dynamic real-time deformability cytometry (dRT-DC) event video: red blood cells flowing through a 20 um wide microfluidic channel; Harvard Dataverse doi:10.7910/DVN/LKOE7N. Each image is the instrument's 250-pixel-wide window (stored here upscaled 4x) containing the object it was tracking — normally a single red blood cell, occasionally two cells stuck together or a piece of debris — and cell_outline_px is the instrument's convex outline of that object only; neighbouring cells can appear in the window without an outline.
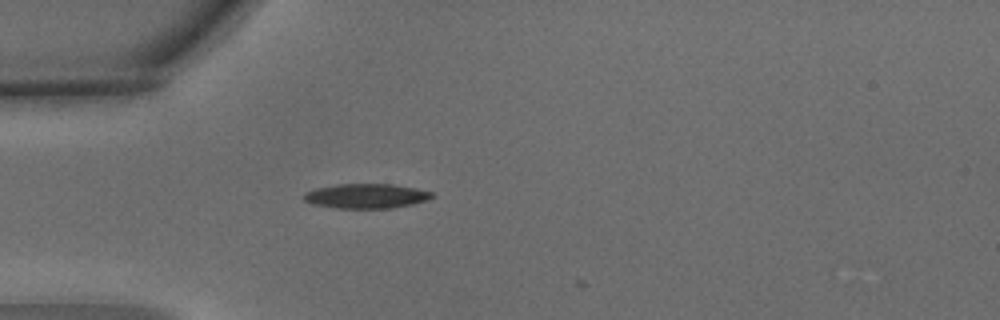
{"species": "common noctule bat (a hibernating species)", "species_latin": "Nyctalus noctula", "temperature_condition": "warm", "stored_images_in_passage": 5, "camera_frame_rate_fps": 3000, "um_per_image_px": 0.085, "animal": {"sex": "male", "body_mass_g": 15.6}, "frame": {"image": 1, "passage_image": 5, "time_ms": 1.333, "image_size_px": [1000, 320], "cell_outline_px": [[436, 196], [428, 200], [412, 204], [392, 208], [336, 208], [312, 204], [304, 200], [304, 192], [316, 188], [340, 184], [392, 184], [416, 188], [432, 192]], "centroid_in_image_um": [31.15, 16.66], "position_along_channel_um": 53.8, "area_um2": 18.44}}